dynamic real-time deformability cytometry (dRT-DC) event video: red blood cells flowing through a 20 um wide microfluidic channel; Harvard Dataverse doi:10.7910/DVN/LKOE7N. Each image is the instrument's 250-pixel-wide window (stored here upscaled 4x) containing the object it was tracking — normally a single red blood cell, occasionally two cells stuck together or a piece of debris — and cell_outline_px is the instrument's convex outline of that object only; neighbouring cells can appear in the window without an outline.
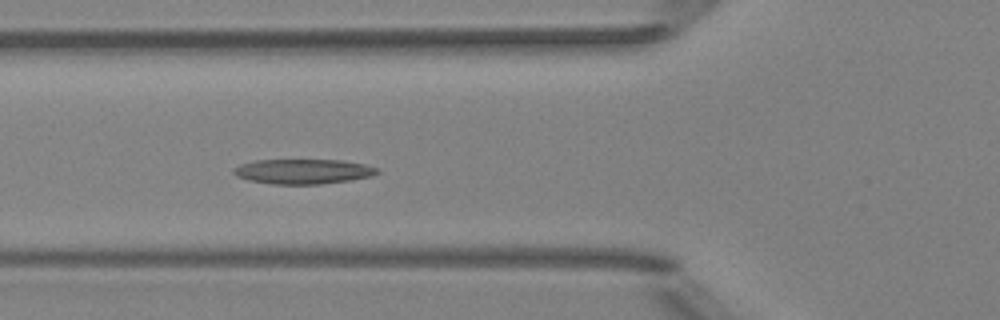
{"species": "Egyptian fruit bat (a non-hibernating species)", "species_latin": "Rousettus aegyptiacus", "temperature_condition": "room temperature", "stored_images_in_passage": 5, "camera_frame_rate_fps": 3000, "um_per_image_px": 0.085, "animal": {"sex": "female"}, "frame": {"image": 1, "passage_image": 5, "time_ms": 4.667, "image_size_px": [1000, 320], "cell_outline_px": [[380, 172], [372, 176], [348, 180], [320, 184], [272, 184], [248, 180], [236, 176], [232, 172], [232, 168], [240, 164], [256, 160], [340, 160], [364, 164], [380, 168]], "centroid_in_image_um": [25.75, 14.57], "position_along_channel_um": 100.1, "area_um2": 20.87}}